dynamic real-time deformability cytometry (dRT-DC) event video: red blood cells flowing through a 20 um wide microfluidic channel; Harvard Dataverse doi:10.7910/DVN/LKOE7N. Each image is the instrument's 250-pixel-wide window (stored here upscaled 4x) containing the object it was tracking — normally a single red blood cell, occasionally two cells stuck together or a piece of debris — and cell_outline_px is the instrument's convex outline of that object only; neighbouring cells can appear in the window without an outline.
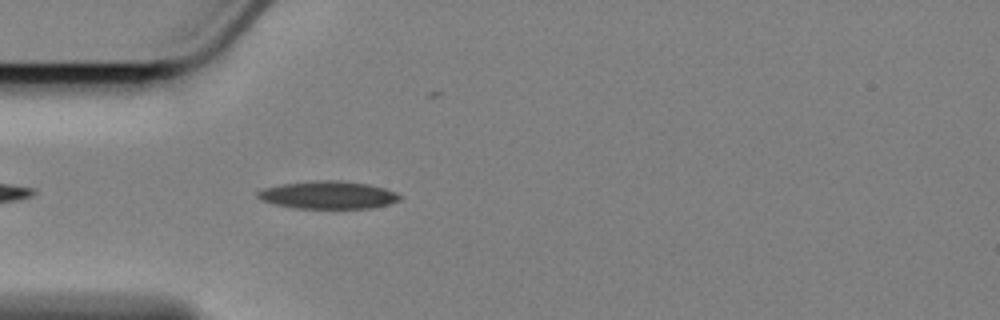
{"species": "Egyptian fruit bat (a non-hibernating species)", "species_latin": "Rousettus aegyptiacus", "temperature_condition": "cold", "stored_images_in_passage": 19, "camera_frame_rate_fps": 3000, "um_per_image_px": 0.085, "animal": {"sex": "female"}, "frame": {"image": 1, "passage_image": 5, "time_ms": 1.333, "image_size_px": [1000, 320], "cell_outline_px": [[400, 200], [388, 204], [368, 208], [296, 208], [276, 204], [264, 200], [256, 196], [256, 192], [264, 188], [280, 184], [316, 180], [336, 180], [368, 184], [384, 188], [396, 192], [400, 196]], "centroid_in_image_um": [27.88, 16.56], "position_along_channel_um": 57.1, "area_um2": 22.72}}
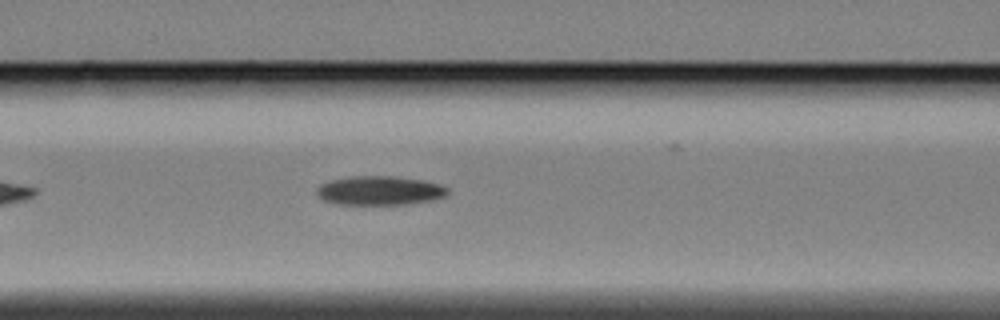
{"frame": {"image": 2, "passage_image": 12, "time_ms": 3.667, "image_size_px": [1000, 320], "cell_outline_px": [[448, 192], [444, 196], [428, 200], [404, 204], [336, 204], [324, 200], [316, 192], [316, 188], [320, 184], [332, 180], [348, 176], [396, 176], [424, 180], [440, 184], [448, 188]], "centroid_in_image_um": [32.25, 16.18], "position_along_channel_um": 134.4, "area_um2": 22.02}}
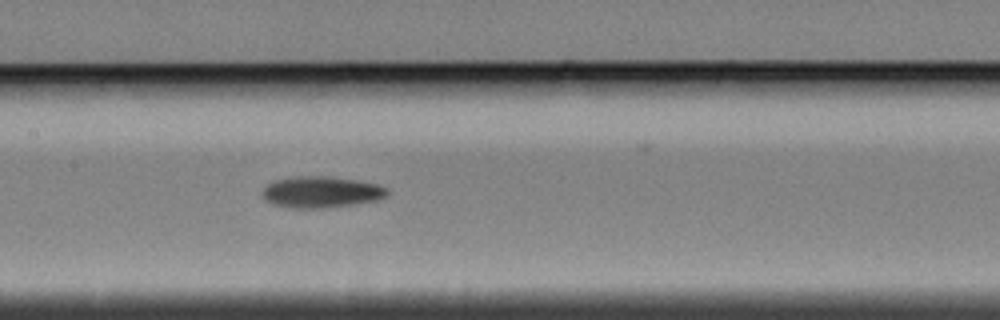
{"frame": {"image": 3, "passage_image": 16, "time_ms": 5.0, "image_size_px": [1000, 320], "cell_outline_px": [[388, 192], [384, 196], [376, 200], [352, 204], [320, 208], [296, 208], [272, 204], [264, 196], [264, 188], [272, 180], [292, 176], [324, 176], [356, 180], [376, 184], [388, 188]], "centroid_in_image_um": [27.28, 16.31], "position_along_channel_um": 180.1, "area_um2": 22.43}}